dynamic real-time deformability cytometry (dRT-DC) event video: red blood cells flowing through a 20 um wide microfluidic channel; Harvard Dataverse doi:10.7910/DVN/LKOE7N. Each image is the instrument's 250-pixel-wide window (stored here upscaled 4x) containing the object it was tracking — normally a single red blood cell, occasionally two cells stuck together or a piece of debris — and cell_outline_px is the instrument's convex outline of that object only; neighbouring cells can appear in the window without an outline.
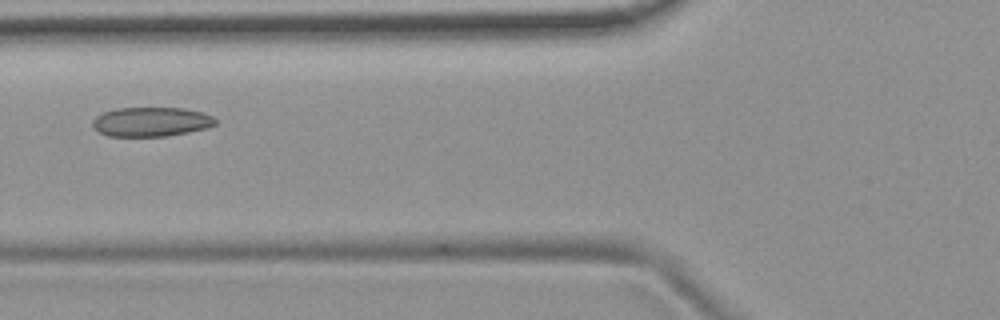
{"species": "common noctule bat (a hibernating species)", "species_latin": "Nyctalus noctula", "temperature_condition": "room temperature", "stored_images_in_passage": 7, "camera_frame_rate_fps": 3000, "um_per_image_px": 0.085, "animal": {"sex": "female", "body_mass_g": 19.9}, "frame": {"image": 1, "passage_image": 5, "time_ms": 1.333, "image_size_px": [1000, 320], "cell_outline_px": [[216, 124], [208, 128], [168, 136], [108, 136], [96, 132], [92, 128], [92, 120], [96, 116], [104, 112], [116, 108], [184, 108], [200, 112], [212, 116], [216, 120]], "centroid_in_image_um": [12.81, 10.36], "position_along_channel_um": 113.0, "area_um2": 21.15}}